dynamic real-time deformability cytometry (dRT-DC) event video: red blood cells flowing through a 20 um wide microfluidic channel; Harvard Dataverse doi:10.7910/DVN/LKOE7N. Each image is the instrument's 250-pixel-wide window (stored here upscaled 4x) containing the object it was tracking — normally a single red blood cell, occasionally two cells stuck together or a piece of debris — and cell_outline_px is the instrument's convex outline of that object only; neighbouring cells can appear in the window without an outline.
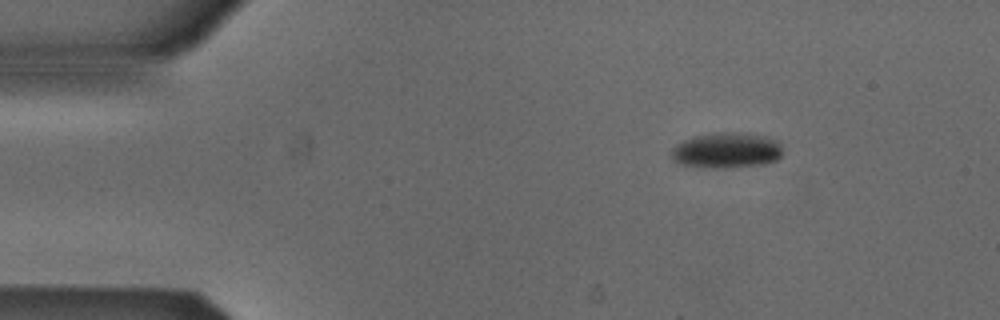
{"species": "Egyptian fruit bat (a non-hibernating species)", "species_latin": "Rousettus aegyptiacus", "temperature_condition": "cold", "stored_images_in_passage": 46, "camera_frame_rate_fps": 3000, "um_per_image_px": 0.085, "animal": {"sex": "male"}, "frame": {"image": 1, "passage_image": 1, "time_ms": 0.0, "image_size_px": [1000, 320], "cell_outline_px": [[780, 156], [776, 160], [764, 164], [724, 168], [712, 168], [680, 164], [672, 160], [672, 148], [676, 144], [684, 140], [696, 136], [712, 132], [748, 132], [764, 136], [776, 140], [780, 144]], "centroid_in_image_um": [61.74, 12.77], "position_along_channel_um": 23.3, "area_um2": 23.12}}
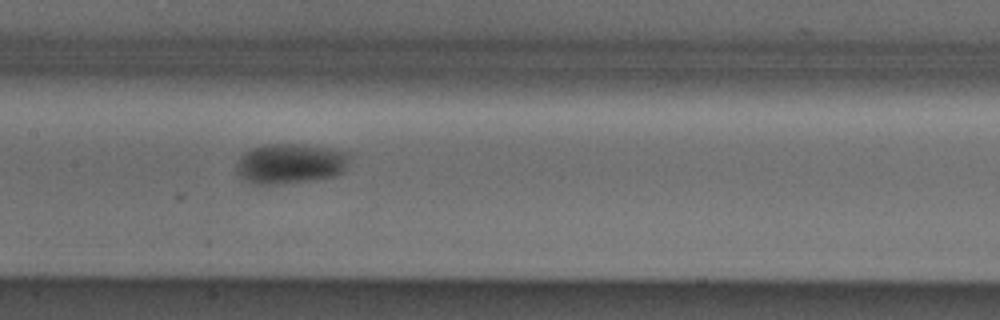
{"frame": {"image": 2, "passage_image": 19, "time_ms": 6.0, "image_size_px": [1000, 320], "cell_outline_px": [[348, 160], [344, 172], [336, 176], [316, 180], [280, 184], [252, 184], [244, 180], [236, 172], [236, 164], [240, 156], [244, 152], [252, 148], [264, 144], [296, 144], [328, 148], [348, 152]], "centroid_in_image_um": [24.65, 13.92], "position_along_channel_um": 182.8, "area_um2": 26.7}}
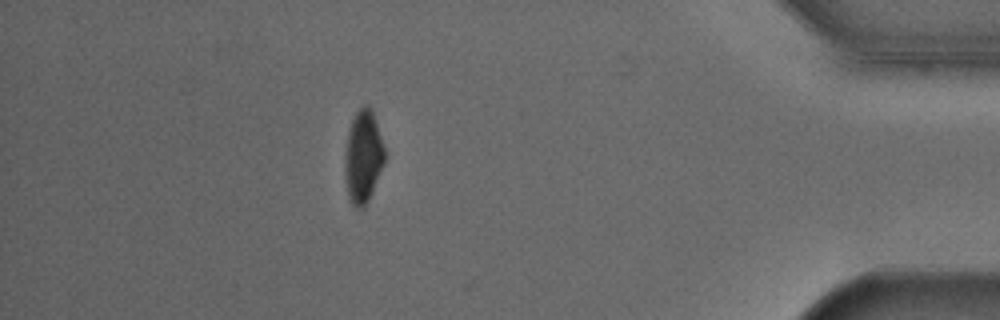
{"frame": {"image": 3, "passage_image": 40, "time_ms": 13.0, "image_size_px": [1000, 320], "cell_outline_px": [[384, 164], [372, 192], [364, 208], [356, 208], [348, 200], [344, 172], [344, 156], [348, 132], [352, 120], [356, 112], [364, 104], [368, 104], [372, 112], [384, 148]], "centroid_in_image_um": [30.83, 13.37], "position_along_channel_um": 404.4, "area_um2": 21.39}, "authors_computed_cell_mechanics": {"area_um2": 24.0448, "velocity_mm_per_s": 3.8747, "shape_relaxation_time_tau1_ms": 2.3742, "shape_relaxation_time_tau2_ms": null, "deformation_change_tau1": 0.07, "deformation_change_tau2": null}}